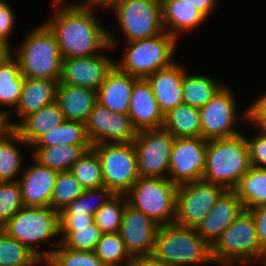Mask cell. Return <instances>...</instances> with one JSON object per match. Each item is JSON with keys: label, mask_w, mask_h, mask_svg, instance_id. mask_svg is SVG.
<instances>
[{"label": "cell", "mask_w": 266, "mask_h": 266, "mask_svg": "<svg viewBox=\"0 0 266 266\" xmlns=\"http://www.w3.org/2000/svg\"><path fill=\"white\" fill-rule=\"evenodd\" d=\"M128 116L138 130L160 129L164 123V114L154 95L151 84L145 78H139L130 97Z\"/></svg>", "instance_id": "cell-20"}, {"label": "cell", "mask_w": 266, "mask_h": 266, "mask_svg": "<svg viewBox=\"0 0 266 266\" xmlns=\"http://www.w3.org/2000/svg\"><path fill=\"white\" fill-rule=\"evenodd\" d=\"M255 102L264 110L266 111V94L260 96Z\"/></svg>", "instance_id": "cell-53"}, {"label": "cell", "mask_w": 266, "mask_h": 266, "mask_svg": "<svg viewBox=\"0 0 266 266\" xmlns=\"http://www.w3.org/2000/svg\"><path fill=\"white\" fill-rule=\"evenodd\" d=\"M52 1L55 12L44 23L55 35L63 59L94 56L117 45L116 33L102 26L97 10L83 1L66 5L62 0Z\"/></svg>", "instance_id": "cell-1"}, {"label": "cell", "mask_w": 266, "mask_h": 266, "mask_svg": "<svg viewBox=\"0 0 266 266\" xmlns=\"http://www.w3.org/2000/svg\"><path fill=\"white\" fill-rule=\"evenodd\" d=\"M178 40L166 31L154 37L127 42L123 57L115 65L123 72L137 78H147L152 73L170 67L175 60Z\"/></svg>", "instance_id": "cell-7"}, {"label": "cell", "mask_w": 266, "mask_h": 266, "mask_svg": "<svg viewBox=\"0 0 266 266\" xmlns=\"http://www.w3.org/2000/svg\"><path fill=\"white\" fill-rule=\"evenodd\" d=\"M126 266H165V265L153 254H151L143 256H134L127 263Z\"/></svg>", "instance_id": "cell-49"}, {"label": "cell", "mask_w": 266, "mask_h": 266, "mask_svg": "<svg viewBox=\"0 0 266 266\" xmlns=\"http://www.w3.org/2000/svg\"><path fill=\"white\" fill-rule=\"evenodd\" d=\"M58 103L66 120L86 123L97 101V90L58 83Z\"/></svg>", "instance_id": "cell-23"}, {"label": "cell", "mask_w": 266, "mask_h": 266, "mask_svg": "<svg viewBox=\"0 0 266 266\" xmlns=\"http://www.w3.org/2000/svg\"><path fill=\"white\" fill-rule=\"evenodd\" d=\"M162 128L175 138L202 137L200 109L180 104L164 115Z\"/></svg>", "instance_id": "cell-28"}, {"label": "cell", "mask_w": 266, "mask_h": 266, "mask_svg": "<svg viewBox=\"0 0 266 266\" xmlns=\"http://www.w3.org/2000/svg\"><path fill=\"white\" fill-rule=\"evenodd\" d=\"M70 172L84 189L104 186L101 163L97 153L92 148L85 151L71 167Z\"/></svg>", "instance_id": "cell-36"}, {"label": "cell", "mask_w": 266, "mask_h": 266, "mask_svg": "<svg viewBox=\"0 0 266 266\" xmlns=\"http://www.w3.org/2000/svg\"><path fill=\"white\" fill-rule=\"evenodd\" d=\"M35 164L24 166L21 178L18 179L22 200L25 207H46L51 205L57 171Z\"/></svg>", "instance_id": "cell-19"}, {"label": "cell", "mask_w": 266, "mask_h": 266, "mask_svg": "<svg viewBox=\"0 0 266 266\" xmlns=\"http://www.w3.org/2000/svg\"><path fill=\"white\" fill-rule=\"evenodd\" d=\"M94 222V215L81 212H59V228H83Z\"/></svg>", "instance_id": "cell-45"}, {"label": "cell", "mask_w": 266, "mask_h": 266, "mask_svg": "<svg viewBox=\"0 0 266 266\" xmlns=\"http://www.w3.org/2000/svg\"><path fill=\"white\" fill-rule=\"evenodd\" d=\"M16 143L28 146L16 130L0 142V182L18 181L17 176L23 171L24 158Z\"/></svg>", "instance_id": "cell-33"}, {"label": "cell", "mask_w": 266, "mask_h": 266, "mask_svg": "<svg viewBox=\"0 0 266 266\" xmlns=\"http://www.w3.org/2000/svg\"><path fill=\"white\" fill-rule=\"evenodd\" d=\"M12 53V48L5 42L0 41V63Z\"/></svg>", "instance_id": "cell-52"}, {"label": "cell", "mask_w": 266, "mask_h": 266, "mask_svg": "<svg viewBox=\"0 0 266 266\" xmlns=\"http://www.w3.org/2000/svg\"><path fill=\"white\" fill-rule=\"evenodd\" d=\"M113 195L114 194L106 186L85 189L77 199H75L72 203H69L60 212H81L94 215L98 209L103 206ZM93 198L101 199H99V202L95 204L92 201L94 200Z\"/></svg>", "instance_id": "cell-42"}, {"label": "cell", "mask_w": 266, "mask_h": 266, "mask_svg": "<svg viewBox=\"0 0 266 266\" xmlns=\"http://www.w3.org/2000/svg\"><path fill=\"white\" fill-rule=\"evenodd\" d=\"M262 263L264 264V266H266V251H265V256H264Z\"/></svg>", "instance_id": "cell-54"}, {"label": "cell", "mask_w": 266, "mask_h": 266, "mask_svg": "<svg viewBox=\"0 0 266 266\" xmlns=\"http://www.w3.org/2000/svg\"><path fill=\"white\" fill-rule=\"evenodd\" d=\"M153 255L165 266L213 263L212 246L195 228L176 224L159 226Z\"/></svg>", "instance_id": "cell-3"}, {"label": "cell", "mask_w": 266, "mask_h": 266, "mask_svg": "<svg viewBox=\"0 0 266 266\" xmlns=\"http://www.w3.org/2000/svg\"><path fill=\"white\" fill-rule=\"evenodd\" d=\"M58 82L49 79L24 78L21 97L14 112L21 121L27 115L56 101Z\"/></svg>", "instance_id": "cell-25"}, {"label": "cell", "mask_w": 266, "mask_h": 266, "mask_svg": "<svg viewBox=\"0 0 266 266\" xmlns=\"http://www.w3.org/2000/svg\"><path fill=\"white\" fill-rule=\"evenodd\" d=\"M127 203L126 195L114 194L94 214V222L103 234L120 232L123 211Z\"/></svg>", "instance_id": "cell-38"}, {"label": "cell", "mask_w": 266, "mask_h": 266, "mask_svg": "<svg viewBox=\"0 0 266 266\" xmlns=\"http://www.w3.org/2000/svg\"><path fill=\"white\" fill-rule=\"evenodd\" d=\"M66 144L92 145L87 136L85 123L65 119L60 125L50 128L31 147Z\"/></svg>", "instance_id": "cell-32"}, {"label": "cell", "mask_w": 266, "mask_h": 266, "mask_svg": "<svg viewBox=\"0 0 266 266\" xmlns=\"http://www.w3.org/2000/svg\"><path fill=\"white\" fill-rule=\"evenodd\" d=\"M185 73L186 68L174 62L170 67L158 70L146 78L164 115L184 103L182 82Z\"/></svg>", "instance_id": "cell-22"}, {"label": "cell", "mask_w": 266, "mask_h": 266, "mask_svg": "<svg viewBox=\"0 0 266 266\" xmlns=\"http://www.w3.org/2000/svg\"><path fill=\"white\" fill-rule=\"evenodd\" d=\"M11 238L19 241L34 252L43 262L54 249L39 250L41 242L59 236V211L51 206L24 207L13 215L2 227Z\"/></svg>", "instance_id": "cell-6"}, {"label": "cell", "mask_w": 266, "mask_h": 266, "mask_svg": "<svg viewBox=\"0 0 266 266\" xmlns=\"http://www.w3.org/2000/svg\"><path fill=\"white\" fill-rule=\"evenodd\" d=\"M207 140L202 137L175 138L168 178L177 186L200 181L206 166Z\"/></svg>", "instance_id": "cell-13"}, {"label": "cell", "mask_w": 266, "mask_h": 266, "mask_svg": "<svg viewBox=\"0 0 266 266\" xmlns=\"http://www.w3.org/2000/svg\"><path fill=\"white\" fill-rule=\"evenodd\" d=\"M231 89L225 85L206 105L200 108L202 138H230L241 134L235 129L237 104Z\"/></svg>", "instance_id": "cell-14"}, {"label": "cell", "mask_w": 266, "mask_h": 266, "mask_svg": "<svg viewBox=\"0 0 266 266\" xmlns=\"http://www.w3.org/2000/svg\"><path fill=\"white\" fill-rule=\"evenodd\" d=\"M92 149L101 163L104 186L113 194L126 195L140 177L133 142L95 144Z\"/></svg>", "instance_id": "cell-9"}, {"label": "cell", "mask_w": 266, "mask_h": 266, "mask_svg": "<svg viewBox=\"0 0 266 266\" xmlns=\"http://www.w3.org/2000/svg\"><path fill=\"white\" fill-rule=\"evenodd\" d=\"M64 120V114L55 101L16 122L15 127L21 138L31 147L50 128L60 125Z\"/></svg>", "instance_id": "cell-26"}, {"label": "cell", "mask_w": 266, "mask_h": 266, "mask_svg": "<svg viewBox=\"0 0 266 266\" xmlns=\"http://www.w3.org/2000/svg\"><path fill=\"white\" fill-rule=\"evenodd\" d=\"M251 167L249 145L244 133L207 140L203 181L233 190Z\"/></svg>", "instance_id": "cell-2"}, {"label": "cell", "mask_w": 266, "mask_h": 266, "mask_svg": "<svg viewBox=\"0 0 266 266\" xmlns=\"http://www.w3.org/2000/svg\"><path fill=\"white\" fill-rule=\"evenodd\" d=\"M112 10L126 42L154 37L165 32L161 0H124Z\"/></svg>", "instance_id": "cell-10"}, {"label": "cell", "mask_w": 266, "mask_h": 266, "mask_svg": "<svg viewBox=\"0 0 266 266\" xmlns=\"http://www.w3.org/2000/svg\"><path fill=\"white\" fill-rule=\"evenodd\" d=\"M224 86V83L218 82L213 77L188 74L186 71L182 82L183 102L200 109Z\"/></svg>", "instance_id": "cell-31"}, {"label": "cell", "mask_w": 266, "mask_h": 266, "mask_svg": "<svg viewBox=\"0 0 266 266\" xmlns=\"http://www.w3.org/2000/svg\"><path fill=\"white\" fill-rule=\"evenodd\" d=\"M264 256L255 220L249 210H244L212 245L213 264L233 266L240 263L247 266L263 261Z\"/></svg>", "instance_id": "cell-5"}, {"label": "cell", "mask_w": 266, "mask_h": 266, "mask_svg": "<svg viewBox=\"0 0 266 266\" xmlns=\"http://www.w3.org/2000/svg\"><path fill=\"white\" fill-rule=\"evenodd\" d=\"M158 228L151 218L126 204L119 233L132 257L153 254Z\"/></svg>", "instance_id": "cell-17"}, {"label": "cell", "mask_w": 266, "mask_h": 266, "mask_svg": "<svg viewBox=\"0 0 266 266\" xmlns=\"http://www.w3.org/2000/svg\"><path fill=\"white\" fill-rule=\"evenodd\" d=\"M10 113V109H0V142L16 130V123L11 121Z\"/></svg>", "instance_id": "cell-48"}, {"label": "cell", "mask_w": 266, "mask_h": 266, "mask_svg": "<svg viewBox=\"0 0 266 266\" xmlns=\"http://www.w3.org/2000/svg\"><path fill=\"white\" fill-rule=\"evenodd\" d=\"M84 190L70 171L58 172L50 206L60 212L77 199Z\"/></svg>", "instance_id": "cell-40"}, {"label": "cell", "mask_w": 266, "mask_h": 266, "mask_svg": "<svg viewBox=\"0 0 266 266\" xmlns=\"http://www.w3.org/2000/svg\"><path fill=\"white\" fill-rule=\"evenodd\" d=\"M175 137L164 128L138 131L133 141L138 173L142 177L168 178Z\"/></svg>", "instance_id": "cell-12"}, {"label": "cell", "mask_w": 266, "mask_h": 266, "mask_svg": "<svg viewBox=\"0 0 266 266\" xmlns=\"http://www.w3.org/2000/svg\"><path fill=\"white\" fill-rule=\"evenodd\" d=\"M44 263L34 252L0 228V266H37Z\"/></svg>", "instance_id": "cell-34"}, {"label": "cell", "mask_w": 266, "mask_h": 266, "mask_svg": "<svg viewBox=\"0 0 266 266\" xmlns=\"http://www.w3.org/2000/svg\"><path fill=\"white\" fill-rule=\"evenodd\" d=\"M252 167L266 168V135L258 130L253 138L246 137Z\"/></svg>", "instance_id": "cell-43"}, {"label": "cell", "mask_w": 266, "mask_h": 266, "mask_svg": "<svg viewBox=\"0 0 266 266\" xmlns=\"http://www.w3.org/2000/svg\"><path fill=\"white\" fill-rule=\"evenodd\" d=\"M161 5L164 29L177 40L207 19L194 5L184 0H161Z\"/></svg>", "instance_id": "cell-24"}, {"label": "cell", "mask_w": 266, "mask_h": 266, "mask_svg": "<svg viewBox=\"0 0 266 266\" xmlns=\"http://www.w3.org/2000/svg\"><path fill=\"white\" fill-rule=\"evenodd\" d=\"M233 191L243 202L245 210L266 205V168L251 167Z\"/></svg>", "instance_id": "cell-29"}, {"label": "cell", "mask_w": 266, "mask_h": 266, "mask_svg": "<svg viewBox=\"0 0 266 266\" xmlns=\"http://www.w3.org/2000/svg\"><path fill=\"white\" fill-rule=\"evenodd\" d=\"M115 61L105 54L63 59L59 83L98 90Z\"/></svg>", "instance_id": "cell-16"}, {"label": "cell", "mask_w": 266, "mask_h": 266, "mask_svg": "<svg viewBox=\"0 0 266 266\" xmlns=\"http://www.w3.org/2000/svg\"><path fill=\"white\" fill-rule=\"evenodd\" d=\"M124 0H85L84 3L91 8L111 7L112 9Z\"/></svg>", "instance_id": "cell-51"}, {"label": "cell", "mask_w": 266, "mask_h": 266, "mask_svg": "<svg viewBox=\"0 0 266 266\" xmlns=\"http://www.w3.org/2000/svg\"><path fill=\"white\" fill-rule=\"evenodd\" d=\"M24 207L19 183L0 182V228Z\"/></svg>", "instance_id": "cell-41"}, {"label": "cell", "mask_w": 266, "mask_h": 266, "mask_svg": "<svg viewBox=\"0 0 266 266\" xmlns=\"http://www.w3.org/2000/svg\"><path fill=\"white\" fill-rule=\"evenodd\" d=\"M85 127L92 146L133 142L138 134L128 115L113 112L99 102L92 108Z\"/></svg>", "instance_id": "cell-15"}, {"label": "cell", "mask_w": 266, "mask_h": 266, "mask_svg": "<svg viewBox=\"0 0 266 266\" xmlns=\"http://www.w3.org/2000/svg\"><path fill=\"white\" fill-rule=\"evenodd\" d=\"M177 185L169 178L140 176L126 194L128 203L159 226L174 224Z\"/></svg>", "instance_id": "cell-8"}, {"label": "cell", "mask_w": 266, "mask_h": 266, "mask_svg": "<svg viewBox=\"0 0 266 266\" xmlns=\"http://www.w3.org/2000/svg\"><path fill=\"white\" fill-rule=\"evenodd\" d=\"M59 234L62 236L56 238L54 242L50 241V245L56 246L61 243L64 247L73 250L94 251L103 233L93 222L83 228H59Z\"/></svg>", "instance_id": "cell-35"}, {"label": "cell", "mask_w": 266, "mask_h": 266, "mask_svg": "<svg viewBox=\"0 0 266 266\" xmlns=\"http://www.w3.org/2000/svg\"><path fill=\"white\" fill-rule=\"evenodd\" d=\"M50 257L44 262L46 266H106L94 251L73 250L58 243Z\"/></svg>", "instance_id": "cell-39"}, {"label": "cell", "mask_w": 266, "mask_h": 266, "mask_svg": "<svg viewBox=\"0 0 266 266\" xmlns=\"http://www.w3.org/2000/svg\"><path fill=\"white\" fill-rule=\"evenodd\" d=\"M242 117L256 125L255 129H258L266 135V111H264L256 102H252L250 108L248 107L247 110L244 111Z\"/></svg>", "instance_id": "cell-46"}, {"label": "cell", "mask_w": 266, "mask_h": 266, "mask_svg": "<svg viewBox=\"0 0 266 266\" xmlns=\"http://www.w3.org/2000/svg\"><path fill=\"white\" fill-rule=\"evenodd\" d=\"M15 14L12 8L4 0H0V41L7 43L10 47H13L10 43V34L14 31Z\"/></svg>", "instance_id": "cell-44"}, {"label": "cell", "mask_w": 266, "mask_h": 266, "mask_svg": "<svg viewBox=\"0 0 266 266\" xmlns=\"http://www.w3.org/2000/svg\"><path fill=\"white\" fill-rule=\"evenodd\" d=\"M244 210L236 193L226 190L195 229L212 246Z\"/></svg>", "instance_id": "cell-18"}, {"label": "cell", "mask_w": 266, "mask_h": 266, "mask_svg": "<svg viewBox=\"0 0 266 266\" xmlns=\"http://www.w3.org/2000/svg\"><path fill=\"white\" fill-rule=\"evenodd\" d=\"M254 217L256 232L261 248L266 251V205L249 210Z\"/></svg>", "instance_id": "cell-47"}, {"label": "cell", "mask_w": 266, "mask_h": 266, "mask_svg": "<svg viewBox=\"0 0 266 266\" xmlns=\"http://www.w3.org/2000/svg\"><path fill=\"white\" fill-rule=\"evenodd\" d=\"M190 5H194L206 18L211 15L219 0H184Z\"/></svg>", "instance_id": "cell-50"}, {"label": "cell", "mask_w": 266, "mask_h": 266, "mask_svg": "<svg viewBox=\"0 0 266 266\" xmlns=\"http://www.w3.org/2000/svg\"><path fill=\"white\" fill-rule=\"evenodd\" d=\"M32 158L42 166L57 172L70 171L71 167L92 145H53L50 147H30Z\"/></svg>", "instance_id": "cell-27"}, {"label": "cell", "mask_w": 266, "mask_h": 266, "mask_svg": "<svg viewBox=\"0 0 266 266\" xmlns=\"http://www.w3.org/2000/svg\"><path fill=\"white\" fill-rule=\"evenodd\" d=\"M225 191L224 187L203 180L178 185L174 224L196 228Z\"/></svg>", "instance_id": "cell-11"}, {"label": "cell", "mask_w": 266, "mask_h": 266, "mask_svg": "<svg viewBox=\"0 0 266 266\" xmlns=\"http://www.w3.org/2000/svg\"><path fill=\"white\" fill-rule=\"evenodd\" d=\"M14 51L0 63V106H13L15 109L21 97L25 77L21 74Z\"/></svg>", "instance_id": "cell-30"}, {"label": "cell", "mask_w": 266, "mask_h": 266, "mask_svg": "<svg viewBox=\"0 0 266 266\" xmlns=\"http://www.w3.org/2000/svg\"><path fill=\"white\" fill-rule=\"evenodd\" d=\"M94 252L106 266H126L132 258L119 232L102 234Z\"/></svg>", "instance_id": "cell-37"}, {"label": "cell", "mask_w": 266, "mask_h": 266, "mask_svg": "<svg viewBox=\"0 0 266 266\" xmlns=\"http://www.w3.org/2000/svg\"><path fill=\"white\" fill-rule=\"evenodd\" d=\"M13 55L25 78L59 83L63 57L55 35L44 22L29 32Z\"/></svg>", "instance_id": "cell-4"}, {"label": "cell", "mask_w": 266, "mask_h": 266, "mask_svg": "<svg viewBox=\"0 0 266 266\" xmlns=\"http://www.w3.org/2000/svg\"><path fill=\"white\" fill-rule=\"evenodd\" d=\"M138 79L114 65L97 90V101L113 112L128 115L130 97Z\"/></svg>", "instance_id": "cell-21"}]
</instances>
